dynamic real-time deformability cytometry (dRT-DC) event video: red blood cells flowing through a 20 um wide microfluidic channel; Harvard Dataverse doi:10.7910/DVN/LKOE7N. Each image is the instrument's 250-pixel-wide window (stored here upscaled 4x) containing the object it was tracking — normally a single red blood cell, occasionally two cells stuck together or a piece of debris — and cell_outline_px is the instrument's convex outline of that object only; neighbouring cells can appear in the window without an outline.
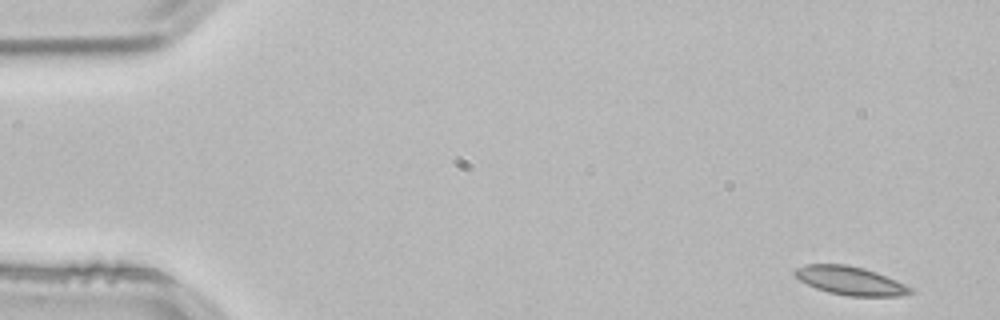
{"species": "common noctule bat (a hibernating species)", "species_latin": "Nyctalus noctula", "temperature_condition": "room temperature", "stored_images_in_passage": 51, "camera_frame_rate_fps": 3000, "um_per_image_px": 0.085, "animal": {"sex": "male", "body_mass_g": 21.5, "forearm_length_mm": 52.0}, "frame": {"image": 1, "passage_image": 1, "time_ms": 0.0, "image_size_px": [1000, 320], "cell_outline_px": [[912, 292], [900, 296], [848, 296], [828, 292], [816, 288], [800, 280], [792, 272], [796, 268], [804, 264], [844, 264], [864, 268], [876, 272], [896, 280], [912, 288]], "centroid_in_image_um": [72.25, 23.85], "position_along_channel_um": 12.8, "area_um2": 19.07}}
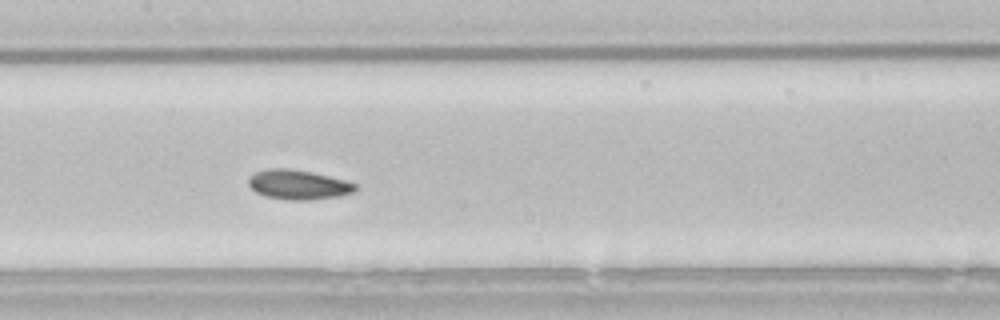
{"frame": {"image": 2, "passage_image": 24, "time_ms": 7.667, "image_size_px": [1000, 320], "cell_outline_px": [[356, 192], [340, 196], [308, 200], [288, 200], [264, 196], [256, 192], [248, 184], [248, 176], [264, 168], [288, 168], [312, 172], [344, 180], [356, 184]], "centroid_in_image_um": [25.33, 15.69], "position_along_channel_um": 182.1, "area_um2": 18.55}}
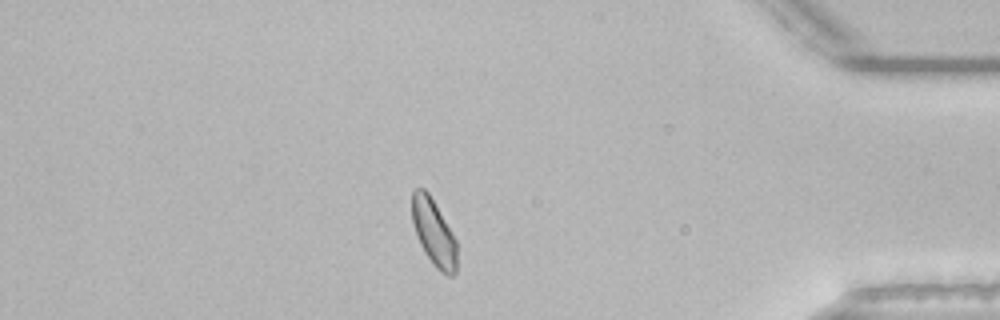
{"frame": {"image": 3, "passage_image": 44, "time_ms": 14.333, "image_size_px": [1000, 320], "cell_outline_px": [[456, 272], [452, 276], [448, 276], [440, 272], [432, 264], [424, 252], [416, 236], [412, 220], [412, 188], [424, 188], [428, 192], [452, 232], [456, 240]], "centroid_in_image_um": [36.85, 19.78], "position_along_channel_um": 398.3, "area_um2": 17.46}, "authors_computed_cell_mechanics": {"area_um2": 18.0914, "velocity_mm_per_s": 3.8086, "shape_relaxation_time_tau1_ms": 2.416, "shape_relaxation_time_tau2_ms": 2.0507, "deformation_change_tau1": 0.0937, "deformation_change_tau2": 0.0669}}